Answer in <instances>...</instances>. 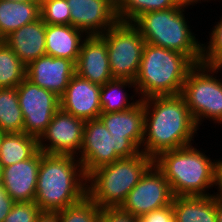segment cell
<instances>
[{
  "label": "cell",
  "instance_id": "cell-1",
  "mask_svg": "<svg viewBox=\"0 0 222 222\" xmlns=\"http://www.w3.org/2000/svg\"><path fill=\"white\" fill-rule=\"evenodd\" d=\"M143 107L144 154L154 159L164 151L193 145L199 128L180 94L145 98Z\"/></svg>",
  "mask_w": 222,
  "mask_h": 222
},
{
  "label": "cell",
  "instance_id": "cell-2",
  "mask_svg": "<svg viewBox=\"0 0 222 222\" xmlns=\"http://www.w3.org/2000/svg\"><path fill=\"white\" fill-rule=\"evenodd\" d=\"M87 195V175L74 155L41 151L34 202L41 211H59Z\"/></svg>",
  "mask_w": 222,
  "mask_h": 222
},
{
  "label": "cell",
  "instance_id": "cell-3",
  "mask_svg": "<svg viewBox=\"0 0 222 222\" xmlns=\"http://www.w3.org/2000/svg\"><path fill=\"white\" fill-rule=\"evenodd\" d=\"M218 161L192 145L164 151L154 158L174 196L214 195L209 189L217 187Z\"/></svg>",
  "mask_w": 222,
  "mask_h": 222
},
{
  "label": "cell",
  "instance_id": "cell-4",
  "mask_svg": "<svg viewBox=\"0 0 222 222\" xmlns=\"http://www.w3.org/2000/svg\"><path fill=\"white\" fill-rule=\"evenodd\" d=\"M195 65L181 52L145 43L134 80L138 98L179 95L189 71Z\"/></svg>",
  "mask_w": 222,
  "mask_h": 222
},
{
  "label": "cell",
  "instance_id": "cell-5",
  "mask_svg": "<svg viewBox=\"0 0 222 222\" xmlns=\"http://www.w3.org/2000/svg\"><path fill=\"white\" fill-rule=\"evenodd\" d=\"M188 7L181 4L166 10L147 12L132 23L139 29L145 43L181 52L199 64L202 62L203 43L192 33L188 18L184 15Z\"/></svg>",
  "mask_w": 222,
  "mask_h": 222
},
{
  "label": "cell",
  "instance_id": "cell-6",
  "mask_svg": "<svg viewBox=\"0 0 222 222\" xmlns=\"http://www.w3.org/2000/svg\"><path fill=\"white\" fill-rule=\"evenodd\" d=\"M154 159L142 151L97 167L87 175V195L101 208H117L138 184Z\"/></svg>",
  "mask_w": 222,
  "mask_h": 222
},
{
  "label": "cell",
  "instance_id": "cell-7",
  "mask_svg": "<svg viewBox=\"0 0 222 222\" xmlns=\"http://www.w3.org/2000/svg\"><path fill=\"white\" fill-rule=\"evenodd\" d=\"M206 64H196L188 73L180 95L198 128L207 119L222 124V83Z\"/></svg>",
  "mask_w": 222,
  "mask_h": 222
},
{
  "label": "cell",
  "instance_id": "cell-8",
  "mask_svg": "<svg viewBox=\"0 0 222 222\" xmlns=\"http://www.w3.org/2000/svg\"><path fill=\"white\" fill-rule=\"evenodd\" d=\"M141 152L131 139H117L98 119L85 121L83 141L77 156L84 173L88 175L99 166L113 163L120 158H130Z\"/></svg>",
  "mask_w": 222,
  "mask_h": 222
},
{
  "label": "cell",
  "instance_id": "cell-9",
  "mask_svg": "<svg viewBox=\"0 0 222 222\" xmlns=\"http://www.w3.org/2000/svg\"><path fill=\"white\" fill-rule=\"evenodd\" d=\"M100 36L106 42L113 79L134 81L145 45L139 29L132 22L118 21Z\"/></svg>",
  "mask_w": 222,
  "mask_h": 222
},
{
  "label": "cell",
  "instance_id": "cell-10",
  "mask_svg": "<svg viewBox=\"0 0 222 222\" xmlns=\"http://www.w3.org/2000/svg\"><path fill=\"white\" fill-rule=\"evenodd\" d=\"M16 88L24 117L23 132L39 139L50 124L53 115L60 109L59 97L27 78Z\"/></svg>",
  "mask_w": 222,
  "mask_h": 222
},
{
  "label": "cell",
  "instance_id": "cell-11",
  "mask_svg": "<svg viewBox=\"0 0 222 222\" xmlns=\"http://www.w3.org/2000/svg\"><path fill=\"white\" fill-rule=\"evenodd\" d=\"M174 194L164 174L153 164L128 193L120 208L135 217L171 205Z\"/></svg>",
  "mask_w": 222,
  "mask_h": 222
},
{
  "label": "cell",
  "instance_id": "cell-12",
  "mask_svg": "<svg viewBox=\"0 0 222 222\" xmlns=\"http://www.w3.org/2000/svg\"><path fill=\"white\" fill-rule=\"evenodd\" d=\"M85 121L59 109L38 139V150L45 154L78 156Z\"/></svg>",
  "mask_w": 222,
  "mask_h": 222
},
{
  "label": "cell",
  "instance_id": "cell-13",
  "mask_svg": "<svg viewBox=\"0 0 222 222\" xmlns=\"http://www.w3.org/2000/svg\"><path fill=\"white\" fill-rule=\"evenodd\" d=\"M70 8V25L87 35H101L119 20L116 0H66Z\"/></svg>",
  "mask_w": 222,
  "mask_h": 222
},
{
  "label": "cell",
  "instance_id": "cell-14",
  "mask_svg": "<svg viewBox=\"0 0 222 222\" xmlns=\"http://www.w3.org/2000/svg\"><path fill=\"white\" fill-rule=\"evenodd\" d=\"M101 86L75 74L59 97L60 109L84 121L98 119L101 114Z\"/></svg>",
  "mask_w": 222,
  "mask_h": 222
},
{
  "label": "cell",
  "instance_id": "cell-15",
  "mask_svg": "<svg viewBox=\"0 0 222 222\" xmlns=\"http://www.w3.org/2000/svg\"><path fill=\"white\" fill-rule=\"evenodd\" d=\"M76 74L75 63L49 55L39 57L26 66V78L60 97Z\"/></svg>",
  "mask_w": 222,
  "mask_h": 222
},
{
  "label": "cell",
  "instance_id": "cell-16",
  "mask_svg": "<svg viewBox=\"0 0 222 222\" xmlns=\"http://www.w3.org/2000/svg\"><path fill=\"white\" fill-rule=\"evenodd\" d=\"M41 151L28 160L3 167L2 186L15 202H34Z\"/></svg>",
  "mask_w": 222,
  "mask_h": 222
},
{
  "label": "cell",
  "instance_id": "cell-17",
  "mask_svg": "<svg viewBox=\"0 0 222 222\" xmlns=\"http://www.w3.org/2000/svg\"><path fill=\"white\" fill-rule=\"evenodd\" d=\"M75 68L78 76L100 86L113 79L106 42L100 35L84 38Z\"/></svg>",
  "mask_w": 222,
  "mask_h": 222
},
{
  "label": "cell",
  "instance_id": "cell-18",
  "mask_svg": "<svg viewBox=\"0 0 222 222\" xmlns=\"http://www.w3.org/2000/svg\"><path fill=\"white\" fill-rule=\"evenodd\" d=\"M45 34L46 24L40 17L10 33L4 38V43L27 66L32 61L46 55Z\"/></svg>",
  "mask_w": 222,
  "mask_h": 222
},
{
  "label": "cell",
  "instance_id": "cell-19",
  "mask_svg": "<svg viewBox=\"0 0 222 222\" xmlns=\"http://www.w3.org/2000/svg\"><path fill=\"white\" fill-rule=\"evenodd\" d=\"M99 119L111 136L117 139H131L141 149L145 122L143 100L139 99L132 108L124 111L101 113Z\"/></svg>",
  "mask_w": 222,
  "mask_h": 222
},
{
  "label": "cell",
  "instance_id": "cell-20",
  "mask_svg": "<svg viewBox=\"0 0 222 222\" xmlns=\"http://www.w3.org/2000/svg\"><path fill=\"white\" fill-rule=\"evenodd\" d=\"M85 34V35H84ZM88 35L71 25L46 24V55L77 62L81 45Z\"/></svg>",
  "mask_w": 222,
  "mask_h": 222
},
{
  "label": "cell",
  "instance_id": "cell-21",
  "mask_svg": "<svg viewBox=\"0 0 222 222\" xmlns=\"http://www.w3.org/2000/svg\"><path fill=\"white\" fill-rule=\"evenodd\" d=\"M175 222H217L216 192L210 196H174Z\"/></svg>",
  "mask_w": 222,
  "mask_h": 222
},
{
  "label": "cell",
  "instance_id": "cell-22",
  "mask_svg": "<svg viewBox=\"0 0 222 222\" xmlns=\"http://www.w3.org/2000/svg\"><path fill=\"white\" fill-rule=\"evenodd\" d=\"M40 18V2L0 0V36L4 39L25 24Z\"/></svg>",
  "mask_w": 222,
  "mask_h": 222
},
{
  "label": "cell",
  "instance_id": "cell-23",
  "mask_svg": "<svg viewBox=\"0 0 222 222\" xmlns=\"http://www.w3.org/2000/svg\"><path fill=\"white\" fill-rule=\"evenodd\" d=\"M38 151V139L26 133H5L0 143L3 167L28 160Z\"/></svg>",
  "mask_w": 222,
  "mask_h": 222
},
{
  "label": "cell",
  "instance_id": "cell-24",
  "mask_svg": "<svg viewBox=\"0 0 222 222\" xmlns=\"http://www.w3.org/2000/svg\"><path fill=\"white\" fill-rule=\"evenodd\" d=\"M126 87L134 88L133 91L136 92L134 81L126 79H112L101 86V113L124 111L132 108L139 101V99L133 98L137 93H134V95L132 94V96L128 95L125 89Z\"/></svg>",
  "mask_w": 222,
  "mask_h": 222
},
{
  "label": "cell",
  "instance_id": "cell-25",
  "mask_svg": "<svg viewBox=\"0 0 222 222\" xmlns=\"http://www.w3.org/2000/svg\"><path fill=\"white\" fill-rule=\"evenodd\" d=\"M24 117L19 105L17 88H0V131L22 133Z\"/></svg>",
  "mask_w": 222,
  "mask_h": 222
},
{
  "label": "cell",
  "instance_id": "cell-26",
  "mask_svg": "<svg viewBox=\"0 0 222 222\" xmlns=\"http://www.w3.org/2000/svg\"><path fill=\"white\" fill-rule=\"evenodd\" d=\"M179 0H116V14L119 21L133 22L138 16L180 6Z\"/></svg>",
  "mask_w": 222,
  "mask_h": 222
},
{
  "label": "cell",
  "instance_id": "cell-27",
  "mask_svg": "<svg viewBox=\"0 0 222 222\" xmlns=\"http://www.w3.org/2000/svg\"><path fill=\"white\" fill-rule=\"evenodd\" d=\"M26 78V65L4 42L0 45V88H16Z\"/></svg>",
  "mask_w": 222,
  "mask_h": 222
},
{
  "label": "cell",
  "instance_id": "cell-28",
  "mask_svg": "<svg viewBox=\"0 0 222 222\" xmlns=\"http://www.w3.org/2000/svg\"><path fill=\"white\" fill-rule=\"evenodd\" d=\"M102 209L86 195L79 202L59 210V222H101Z\"/></svg>",
  "mask_w": 222,
  "mask_h": 222
},
{
  "label": "cell",
  "instance_id": "cell-29",
  "mask_svg": "<svg viewBox=\"0 0 222 222\" xmlns=\"http://www.w3.org/2000/svg\"><path fill=\"white\" fill-rule=\"evenodd\" d=\"M70 11L66 0H40V17L45 24L70 25Z\"/></svg>",
  "mask_w": 222,
  "mask_h": 222
},
{
  "label": "cell",
  "instance_id": "cell-30",
  "mask_svg": "<svg viewBox=\"0 0 222 222\" xmlns=\"http://www.w3.org/2000/svg\"><path fill=\"white\" fill-rule=\"evenodd\" d=\"M40 212L35 202H15L3 222H35Z\"/></svg>",
  "mask_w": 222,
  "mask_h": 222
},
{
  "label": "cell",
  "instance_id": "cell-31",
  "mask_svg": "<svg viewBox=\"0 0 222 222\" xmlns=\"http://www.w3.org/2000/svg\"><path fill=\"white\" fill-rule=\"evenodd\" d=\"M214 25L209 33V42L202 44V64H206L214 55H222V17Z\"/></svg>",
  "mask_w": 222,
  "mask_h": 222
},
{
  "label": "cell",
  "instance_id": "cell-32",
  "mask_svg": "<svg viewBox=\"0 0 222 222\" xmlns=\"http://www.w3.org/2000/svg\"><path fill=\"white\" fill-rule=\"evenodd\" d=\"M137 222H175L172 204L137 217Z\"/></svg>",
  "mask_w": 222,
  "mask_h": 222
},
{
  "label": "cell",
  "instance_id": "cell-33",
  "mask_svg": "<svg viewBox=\"0 0 222 222\" xmlns=\"http://www.w3.org/2000/svg\"><path fill=\"white\" fill-rule=\"evenodd\" d=\"M101 222H137V217L123 211L120 207L104 208L101 211Z\"/></svg>",
  "mask_w": 222,
  "mask_h": 222
},
{
  "label": "cell",
  "instance_id": "cell-34",
  "mask_svg": "<svg viewBox=\"0 0 222 222\" xmlns=\"http://www.w3.org/2000/svg\"><path fill=\"white\" fill-rule=\"evenodd\" d=\"M15 201L5 191L2 184H0V222H3L10 213V210Z\"/></svg>",
  "mask_w": 222,
  "mask_h": 222
},
{
  "label": "cell",
  "instance_id": "cell-35",
  "mask_svg": "<svg viewBox=\"0 0 222 222\" xmlns=\"http://www.w3.org/2000/svg\"><path fill=\"white\" fill-rule=\"evenodd\" d=\"M206 65L214 72L215 74L222 72V55H214ZM222 83V79H219Z\"/></svg>",
  "mask_w": 222,
  "mask_h": 222
},
{
  "label": "cell",
  "instance_id": "cell-36",
  "mask_svg": "<svg viewBox=\"0 0 222 222\" xmlns=\"http://www.w3.org/2000/svg\"><path fill=\"white\" fill-rule=\"evenodd\" d=\"M35 222H59L57 211H41Z\"/></svg>",
  "mask_w": 222,
  "mask_h": 222
},
{
  "label": "cell",
  "instance_id": "cell-37",
  "mask_svg": "<svg viewBox=\"0 0 222 222\" xmlns=\"http://www.w3.org/2000/svg\"><path fill=\"white\" fill-rule=\"evenodd\" d=\"M217 194L222 196V158L218 161L217 168Z\"/></svg>",
  "mask_w": 222,
  "mask_h": 222
},
{
  "label": "cell",
  "instance_id": "cell-38",
  "mask_svg": "<svg viewBox=\"0 0 222 222\" xmlns=\"http://www.w3.org/2000/svg\"><path fill=\"white\" fill-rule=\"evenodd\" d=\"M216 217L217 222H222V196L216 193Z\"/></svg>",
  "mask_w": 222,
  "mask_h": 222
},
{
  "label": "cell",
  "instance_id": "cell-39",
  "mask_svg": "<svg viewBox=\"0 0 222 222\" xmlns=\"http://www.w3.org/2000/svg\"><path fill=\"white\" fill-rule=\"evenodd\" d=\"M182 4L184 5H188V6H195V4H199V3H202L201 1L203 2H208L210 0H179Z\"/></svg>",
  "mask_w": 222,
  "mask_h": 222
},
{
  "label": "cell",
  "instance_id": "cell-40",
  "mask_svg": "<svg viewBox=\"0 0 222 222\" xmlns=\"http://www.w3.org/2000/svg\"><path fill=\"white\" fill-rule=\"evenodd\" d=\"M12 2H40V0H6Z\"/></svg>",
  "mask_w": 222,
  "mask_h": 222
},
{
  "label": "cell",
  "instance_id": "cell-41",
  "mask_svg": "<svg viewBox=\"0 0 222 222\" xmlns=\"http://www.w3.org/2000/svg\"><path fill=\"white\" fill-rule=\"evenodd\" d=\"M2 165H1V162H0V184H2Z\"/></svg>",
  "mask_w": 222,
  "mask_h": 222
},
{
  "label": "cell",
  "instance_id": "cell-42",
  "mask_svg": "<svg viewBox=\"0 0 222 222\" xmlns=\"http://www.w3.org/2000/svg\"><path fill=\"white\" fill-rule=\"evenodd\" d=\"M4 134H5L4 132L0 131V143Z\"/></svg>",
  "mask_w": 222,
  "mask_h": 222
},
{
  "label": "cell",
  "instance_id": "cell-43",
  "mask_svg": "<svg viewBox=\"0 0 222 222\" xmlns=\"http://www.w3.org/2000/svg\"><path fill=\"white\" fill-rule=\"evenodd\" d=\"M4 42V39L0 36V45Z\"/></svg>",
  "mask_w": 222,
  "mask_h": 222
}]
</instances>
